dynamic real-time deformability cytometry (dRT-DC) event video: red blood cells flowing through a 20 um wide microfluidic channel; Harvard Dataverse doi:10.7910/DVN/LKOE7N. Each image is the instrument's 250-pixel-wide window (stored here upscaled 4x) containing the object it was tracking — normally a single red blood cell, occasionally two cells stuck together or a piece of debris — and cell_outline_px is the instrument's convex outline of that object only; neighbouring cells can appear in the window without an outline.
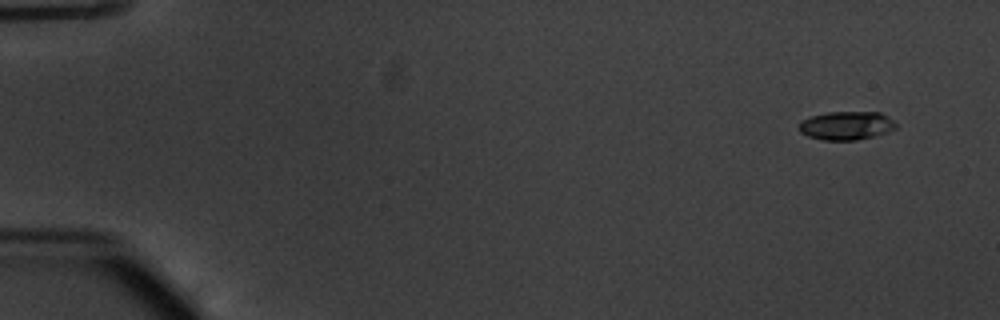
{"species": "common noctule bat (a hibernating species)", "species_latin": "Nyctalus noctula", "temperature_condition": "warm", "stored_images_in_passage": 14, "camera_frame_rate_fps": 3000, "um_per_image_px": 0.085, "animal": {"sex": "male", "body_mass_g": 20.1, "forearm_length_mm": 53.5}, "frame": {"image": 1, "passage_image": 1, "time_ms": 0.0, "image_size_px": [1000, 320], "cell_outline_px": [[896, 128], [872, 136], [856, 140], [824, 140], [808, 136], [800, 132], [800, 120], [812, 116], [828, 112], [880, 112], [888, 116], [896, 124]], "centroid_in_image_um": [71.92, 10.66], "position_along_channel_um": 13.1, "area_um2": 15.9}}
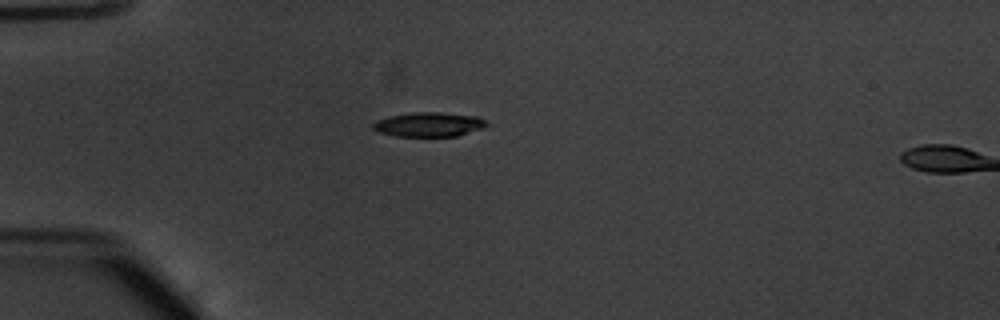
{"frame": {"image": 2, "passage_image": 13, "time_ms": 4.0, "image_size_px": [1000, 320], "cell_outline_px": [[488, 124], [484, 128], [456, 136], [396, 136], [380, 132], [372, 128], [372, 124], [376, 120], [392, 116], [412, 112], [440, 112], [480, 116]], "centroid_in_image_um": [36.49, 10.57], "position_along_channel_um": 48.5, "area_um2": 16.13}}